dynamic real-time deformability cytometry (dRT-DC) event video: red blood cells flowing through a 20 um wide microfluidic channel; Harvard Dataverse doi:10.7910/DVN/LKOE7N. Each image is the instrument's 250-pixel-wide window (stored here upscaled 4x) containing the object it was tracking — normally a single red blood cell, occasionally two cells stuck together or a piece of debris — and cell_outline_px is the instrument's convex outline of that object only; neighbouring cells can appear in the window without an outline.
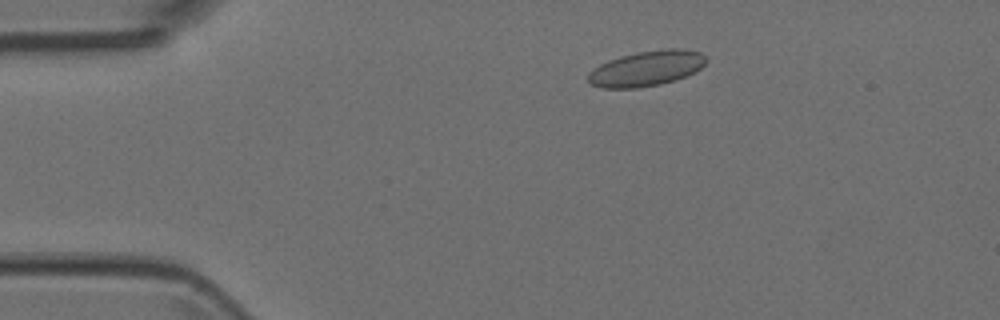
{"species": "Egyptian fruit bat (a non-hibernating species)", "species_latin": "Rousettus aegyptiacus", "temperature_condition": "room temperature", "stored_images_in_passage": 6, "camera_frame_rate_fps": 3000, "um_per_image_px": 0.085, "animal": {"sex": "female"}, "frame": {"image": 1, "passage_image": 3, "time_ms": 0.667, "image_size_px": [1000, 320], "cell_outline_px": [[708, 60], [696, 72], [676, 80], [660, 84], [636, 88], [600, 88], [588, 84], [588, 72], [600, 64], [608, 60], [620, 56], [636, 52], [668, 48], [684, 48], [700, 52]], "centroid_in_image_um": [54.94, 5.82], "position_along_channel_um": 30.1, "area_um2": 24.57}}
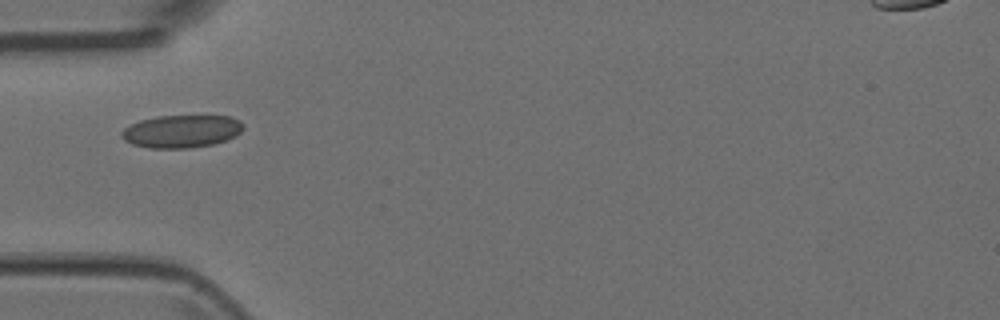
{"frame": {"image": 2, "passage_image": 5, "time_ms": 1.333, "image_size_px": [1000, 320], "cell_outline_px": [[244, 128], [236, 136], [212, 144], [188, 148], [148, 148], [132, 144], [124, 140], [120, 136], [120, 132], [124, 128], [140, 120], [160, 116], [228, 116], [240, 120], [244, 124]], "centroid_in_image_um": [15.42, 11.16], "position_along_channel_um": 69.6, "area_um2": 23.18}}
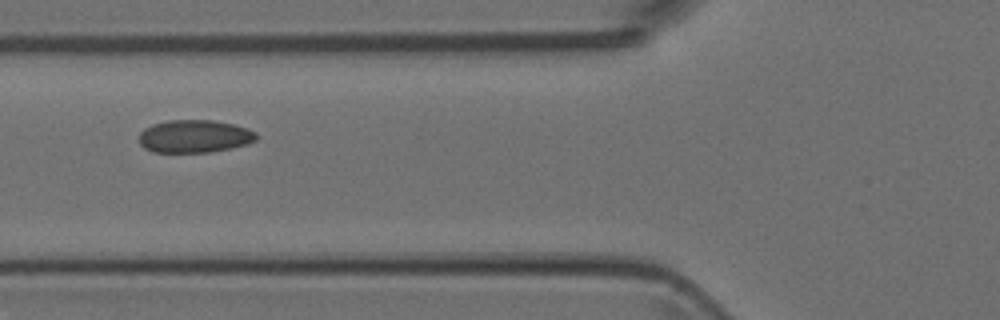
{"frame": {"image": 3, "passage_image": 6, "time_ms": 1.667, "image_size_px": [1000, 320], "cell_outline_px": [[256, 140], [248, 144], [232, 148], [212, 152], [152, 152], [144, 148], [140, 144], [140, 132], [144, 128], [152, 124], [168, 120], [212, 120], [232, 124], [248, 128], [256, 132]], "centroid_in_image_um": [16.53, 11.59], "position_along_channel_um": 109.3, "area_um2": 22.54}}